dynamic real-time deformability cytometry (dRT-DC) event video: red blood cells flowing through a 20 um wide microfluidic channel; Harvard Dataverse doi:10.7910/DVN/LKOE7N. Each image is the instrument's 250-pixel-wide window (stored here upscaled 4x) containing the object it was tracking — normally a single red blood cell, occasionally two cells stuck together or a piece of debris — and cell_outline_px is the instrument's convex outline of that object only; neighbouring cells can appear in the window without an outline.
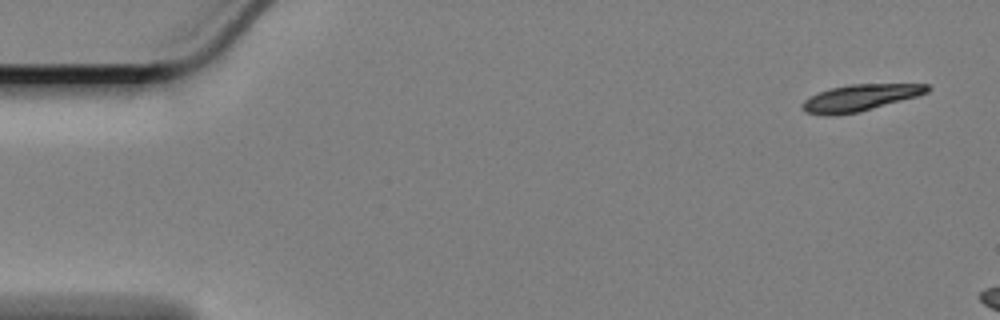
{"species": "Egyptian fruit bat (a non-hibernating species)", "species_latin": "Rousettus aegyptiacus", "temperature_condition": "cold", "stored_images_in_passage": 12, "camera_frame_rate_fps": 3000, "um_per_image_px": 0.085, "animal": {"sex": "female"}, "frame": {"image": 1, "passage_image": 1, "time_ms": 0.0, "image_size_px": [1000, 320], "cell_outline_px": [[932, 88], [928, 92], [916, 96], [860, 112], [836, 116], [824, 116], [804, 112], [800, 108], [800, 104], [804, 100], [820, 92], [832, 88], [848, 84], [928, 84]], "centroid_in_image_um": [73.06, 8.33], "position_along_channel_um": 11.9, "area_um2": 19.48}}